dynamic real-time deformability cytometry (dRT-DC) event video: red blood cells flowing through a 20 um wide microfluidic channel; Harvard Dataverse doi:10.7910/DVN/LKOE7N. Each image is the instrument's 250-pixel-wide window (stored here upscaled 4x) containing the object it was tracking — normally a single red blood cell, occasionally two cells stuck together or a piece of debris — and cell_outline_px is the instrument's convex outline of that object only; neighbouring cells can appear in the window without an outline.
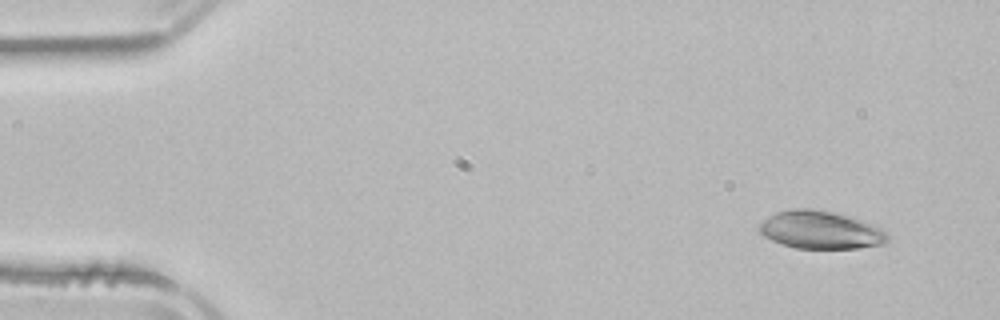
{"species": "common noctule bat (a hibernating species)", "species_latin": "Nyctalus noctula", "temperature_condition": "room temperature", "stored_images_in_passage": 4, "camera_frame_rate_fps": 3000, "um_per_image_px": 0.085, "animal": {"sex": "male", "body_mass_g": 21.5, "forearm_length_mm": 52.0}, "frame": {"image": 1, "passage_image": 4, "time_ms": 5.667, "image_size_px": [1000, 320], "cell_outline_px": [[888, 240], [884, 244], [856, 248], [796, 248], [780, 244], [764, 236], [756, 228], [768, 216], [776, 212], [792, 208], [820, 208], [860, 220], [884, 228], [888, 232]], "centroid_in_image_um": [69.74, 19.53], "position_along_channel_um": 15.3, "area_um2": 28.55}}